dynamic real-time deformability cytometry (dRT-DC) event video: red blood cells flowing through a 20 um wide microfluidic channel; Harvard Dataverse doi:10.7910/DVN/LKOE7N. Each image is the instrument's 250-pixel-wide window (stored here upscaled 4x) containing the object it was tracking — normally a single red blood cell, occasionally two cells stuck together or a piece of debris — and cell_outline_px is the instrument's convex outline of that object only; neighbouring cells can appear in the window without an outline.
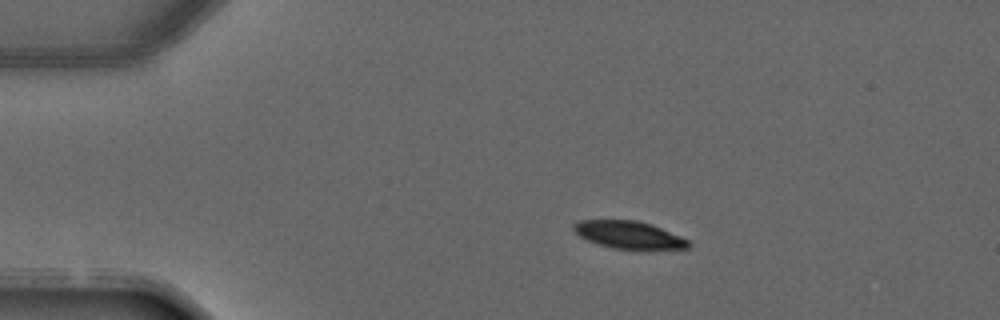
{"species": "common noctule bat (a hibernating species)", "species_latin": "Nyctalus noctula", "temperature_condition": "warm", "stored_images_in_passage": 2, "camera_frame_rate_fps": 3000, "um_per_image_px": 0.085, "animal": {"sex": "male", "forearm_length_mm": 52.5}, "frame": {"image": 1, "passage_image": 1, "time_ms": 0.0, "image_size_px": [1000, 320], "cell_outline_px": [[692, 244], [688, 248], [612, 248], [588, 240], [580, 236], [572, 228], [572, 224], [580, 220], [636, 220], [652, 224], [680, 236], [688, 240]], "centroid_in_image_um": [53.43, 19.93], "position_along_channel_um": 31.6, "area_um2": 17.98}}